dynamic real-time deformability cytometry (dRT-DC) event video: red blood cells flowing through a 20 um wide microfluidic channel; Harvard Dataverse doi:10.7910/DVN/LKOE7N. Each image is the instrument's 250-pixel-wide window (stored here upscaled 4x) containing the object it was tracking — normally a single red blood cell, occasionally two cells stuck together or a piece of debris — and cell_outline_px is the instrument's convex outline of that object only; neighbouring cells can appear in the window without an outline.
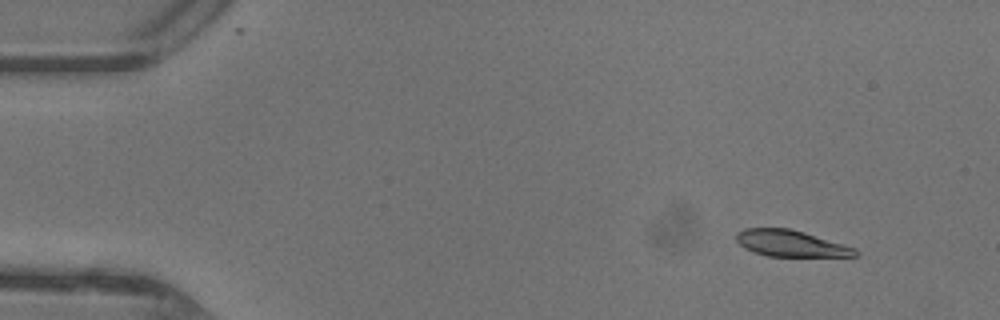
{"species": "common noctule bat (a hibernating species)", "species_latin": "Nyctalus noctula", "temperature_condition": "warm", "stored_images_in_passage": 47, "camera_frame_rate_fps": 3000, "um_per_image_px": 0.085, "animal": {"sex": "female"}, "frame": {"image": 1, "passage_image": 5, "time_ms": 1.333, "image_size_px": [1000, 320], "cell_outline_px": [[860, 252], [856, 256], [768, 256], [744, 248], [736, 240], [736, 232], [744, 228], [788, 228], [804, 232], [856, 248]], "centroid_in_image_um": [67.21, 20.68], "position_along_channel_um": 17.8, "area_um2": 18.15}}
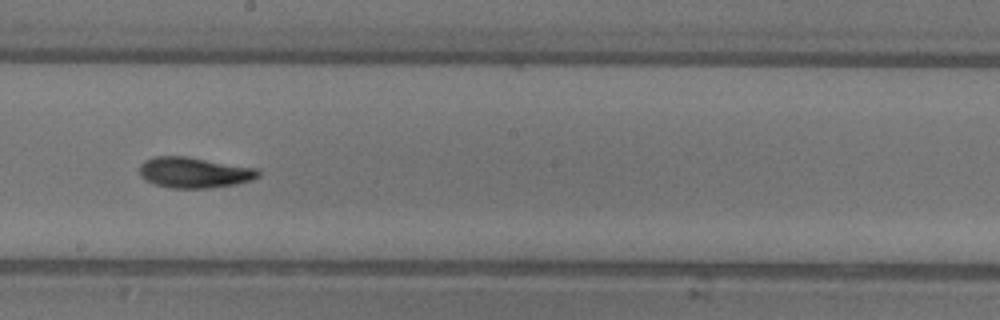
{"frame": {"image": 2, "passage_image": 27, "time_ms": 8.667, "image_size_px": [1000, 320], "cell_outline_px": [[260, 176], [252, 180], [236, 184], [208, 188], [168, 188], [144, 180], [140, 176], [140, 164], [144, 160], [152, 156], [188, 156], [260, 168]], "centroid_in_image_um": [16.53, 14.65], "position_along_channel_um": 231.7, "area_um2": 21.68}}
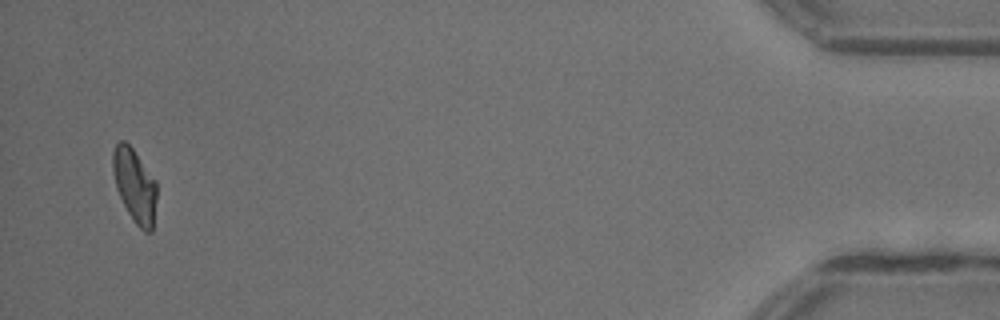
{"frame": {"image": 3, "passage_image": 46, "time_ms": 15.0, "image_size_px": [1000, 320], "cell_outline_px": [[156, 200], [152, 232], [144, 232], [136, 224], [128, 212], [116, 188], [112, 172], [112, 152], [116, 144], [120, 140], [124, 140], [132, 148], [156, 180]], "centroid_in_image_um": [11.44, 15.76], "position_along_channel_um": 423.8, "area_um2": 18.79}, "authors_computed_cell_mechanics": {"area_um2": 20.1722, "velocity_mm_per_s": 4.3971, "shape_relaxation_time_tau1_ms": 6.2983, "shape_relaxation_time_tau2_ms": 2.583, "deformation_change_tau1": 0.2285, "deformation_change_tau2": 0.0871}}